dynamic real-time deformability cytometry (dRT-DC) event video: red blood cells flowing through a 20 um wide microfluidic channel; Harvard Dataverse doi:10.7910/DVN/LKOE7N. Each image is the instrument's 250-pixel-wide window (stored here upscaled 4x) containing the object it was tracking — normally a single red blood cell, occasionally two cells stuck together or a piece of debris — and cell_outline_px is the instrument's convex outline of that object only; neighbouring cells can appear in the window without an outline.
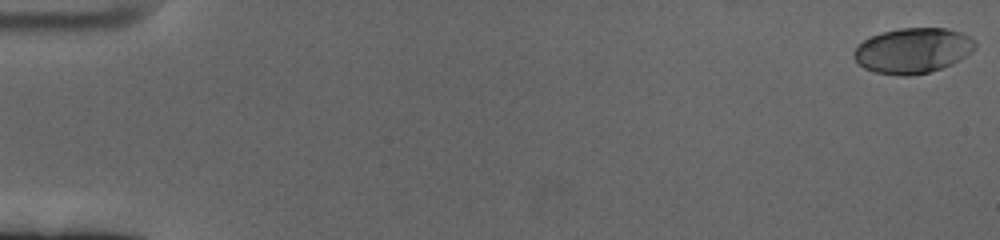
{"species": "human", "species_latin": "Homo sapiens", "temperature_condition": "cold", "stored_images_in_passage": 61, "camera_frame_rate_fps": 3000, "um_per_image_px": 0.085, "donor": {"sex": "female"}, "frame": {"image": 1, "passage_image": 1, "time_ms": 0.0, "image_size_px": [1000, 240], "cell_outline_px": [[976, 44], [972, 52], [960, 60], [952, 64], [928, 72], [908, 76], [904, 76], [876, 72], [864, 68], [852, 56], [852, 52], [856, 44], [872, 36], [884, 32], [900, 28], [948, 28], [960, 32], [976, 40]], "centroid_in_image_um": [77.59, 4.29], "position_along_channel_um": 7.4, "area_um2": 32.02}}
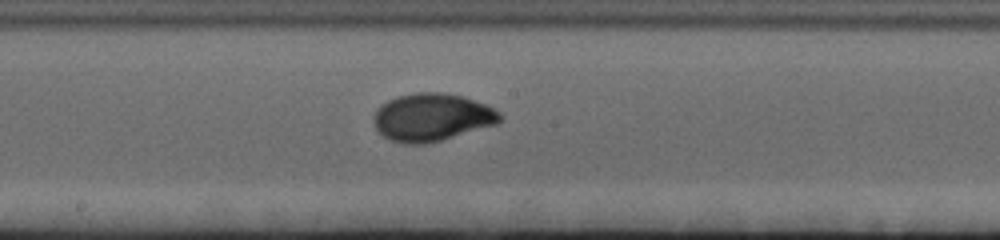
{"frame": {"image": 2, "passage_image": 34, "time_ms": 11.0, "image_size_px": [1000, 240], "cell_outline_px": [[504, 116], [496, 124], [428, 144], [404, 144], [388, 140], [376, 128], [376, 108], [380, 104], [396, 96], [416, 92], [444, 92], [460, 96], [484, 104], [500, 112]], "centroid_in_image_um": [36.7, 9.97], "position_along_channel_um": 211.5, "area_um2": 34.97}}
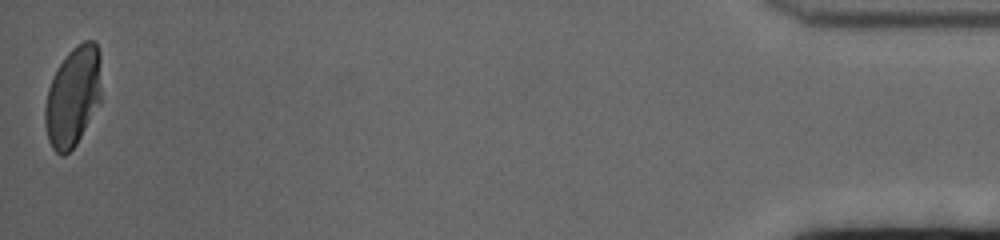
{"frame": {"image": 3, "passage_image": 61, "time_ms": 20.0, "image_size_px": [1000, 240], "cell_outline_px": [[100, 100], [76, 144], [64, 156], [60, 156], [52, 148], [48, 140], [44, 124], [44, 108], [48, 88], [52, 76], [68, 52], [76, 44], [84, 40], [92, 40], [96, 44], [100, 52]], "centroid_in_image_um": [6.17, 8.19], "position_along_channel_um": 429.0, "area_um2": 32.71}, "authors_computed_cell_mechanics": {"area_um2": 32.7726, "velocity_mm_per_s": 3.3696, "shape_relaxation_time_tau1_ms": 3.368, "shape_relaxation_time_tau2_ms": null, "deformation_change_tau1": 0.1651, "deformation_change_tau2": null}}